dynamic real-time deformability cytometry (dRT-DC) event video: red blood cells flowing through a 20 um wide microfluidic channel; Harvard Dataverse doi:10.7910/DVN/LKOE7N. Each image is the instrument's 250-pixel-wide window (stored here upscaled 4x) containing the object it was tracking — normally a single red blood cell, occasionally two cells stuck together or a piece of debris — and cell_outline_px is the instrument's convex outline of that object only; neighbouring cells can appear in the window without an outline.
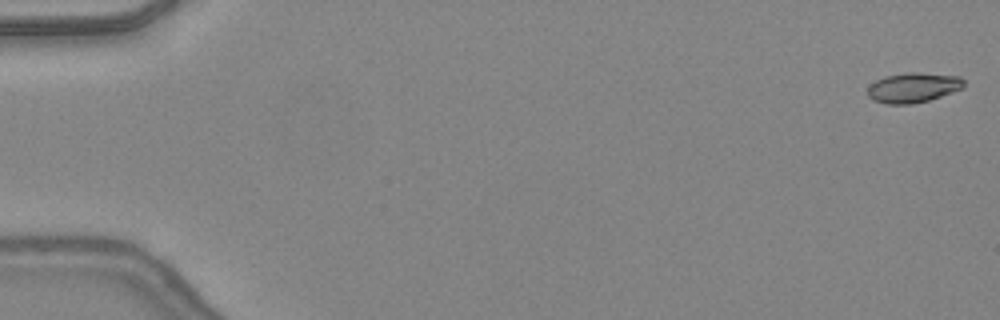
{"species": "common noctule bat (a hibernating species)", "species_latin": "Nyctalus noctula", "temperature_condition": "warm", "stored_images_in_passage": 48, "camera_frame_rate_fps": 3000, "um_per_image_px": 0.085, "animal": {"sex": "female", "body_mass_g": 24.6, "forearm_length_mm": 56.2}, "frame": {"image": 1, "passage_image": 1, "time_ms": 0.0, "image_size_px": [1000, 320], "cell_outline_px": [[964, 88], [928, 100], [912, 104], [888, 104], [872, 100], [868, 96], [868, 88], [876, 80], [884, 76], [908, 72], [920, 72], [960, 76], [964, 80]], "centroid_in_image_um": [77.63, 7.43], "position_along_channel_um": 7.4, "area_um2": 16.82}}
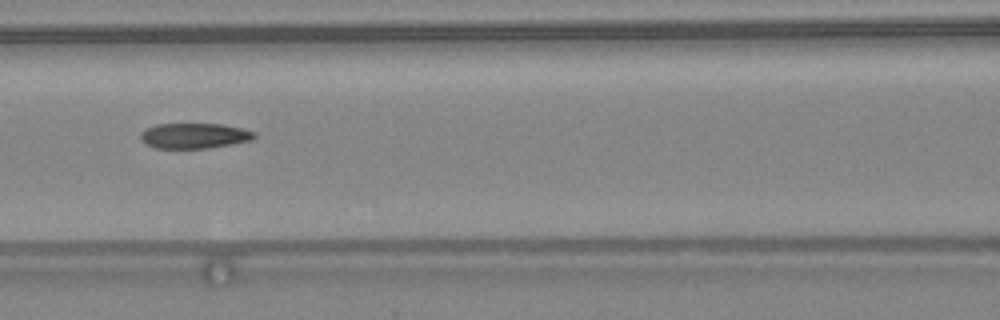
{"frame": {"image": 2, "passage_image": 22, "time_ms": 7.0, "image_size_px": [1000, 320], "cell_outline_px": [[256, 136], [252, 140], [232, 144], [208, 148], [156, 148], [144, 144], [140, 140], [140, 132], [144, 128], [156, 124], [220, 124], [240, 128], [256, 132]], "centroid_in_image_um": [16.46, 11.54], "position_along_channel_um": 150.1, "area_um2": 16.94}}
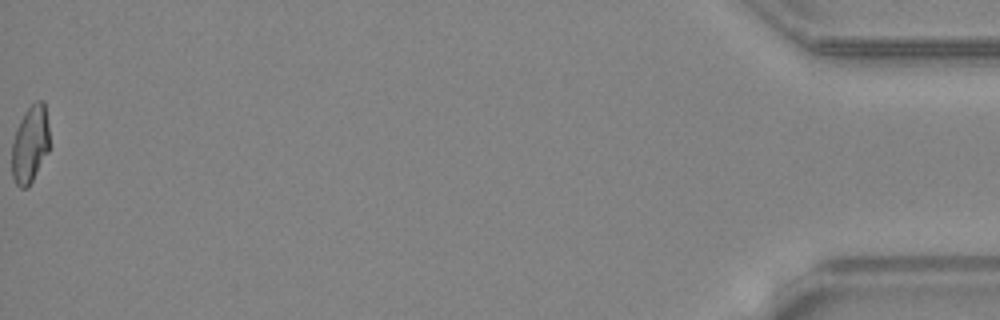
{"frame": {"image": 3, "passage_image": 48, "time_ms": 15.667, "image_size_px": [1000, 320], "cell_outline_px": [[48, 152], [28, 188], [20, 188], [16, 184], [12, 176], [12, 144], [16, 128], [24, 112], [36, 100], [44, 100], [48, 124]], "centroid_in_image_um": [2.55, 12.26], "position_along_channel_um": 432.7, "area_um2": 16.94}, "authors_computed_cell_mechanics": {"area_um2": 17.3978, "velocity_mm_per_s": 4.4215, "shape_relaxation_time_tau1_ms": null, "shape_relaxation_time_tau2_ms": 2.0695, "deformation_change_tau1": null, "deformation_change_tau2": 0.0923}}